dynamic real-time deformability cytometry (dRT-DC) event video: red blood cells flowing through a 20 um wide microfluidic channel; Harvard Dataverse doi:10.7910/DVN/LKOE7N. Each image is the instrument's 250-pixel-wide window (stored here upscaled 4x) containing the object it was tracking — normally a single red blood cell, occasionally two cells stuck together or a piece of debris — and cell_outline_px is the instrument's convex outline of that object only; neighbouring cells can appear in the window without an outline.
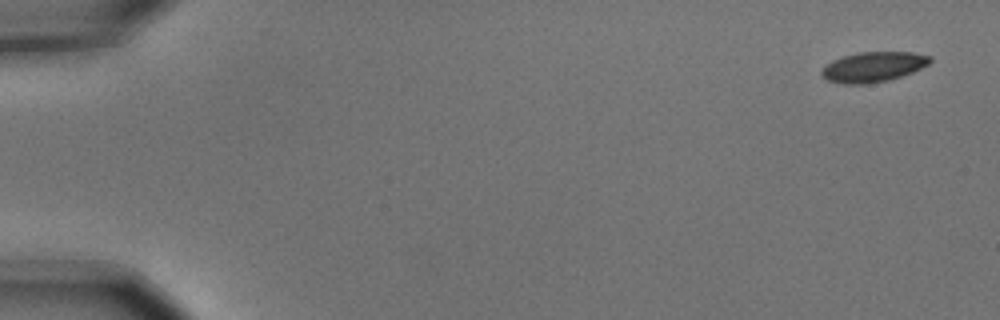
{"species": "common noctule bat (a hibernating species)", "species_latin": "Nyctalus noctula", "temperature_condition": "cold", "stored_images_in_passage": 5, "camera_frame_rate_fps": 3000, "um_per_image_px": 0.085, "animal": {"sex": "male", "body_mass_g": 15.6}, "frame": {"image": 1, "passage_image": 1, "time_ms": 0.0, "image_size_px": [1000, 320], "cell_outline_px": [[932, 60], [928, 64], [912, 72], [888, 80], [864, 84], [844, 84], [828, 80], [820, 76], [820, 72], [832, 60], [844, 56], [860, 52], [912, 52], [932, 56]], "centroid_in_image_um": [74.22, 5.68], "position_along_channel_um": 10.8, "area_um2": 18.84}}
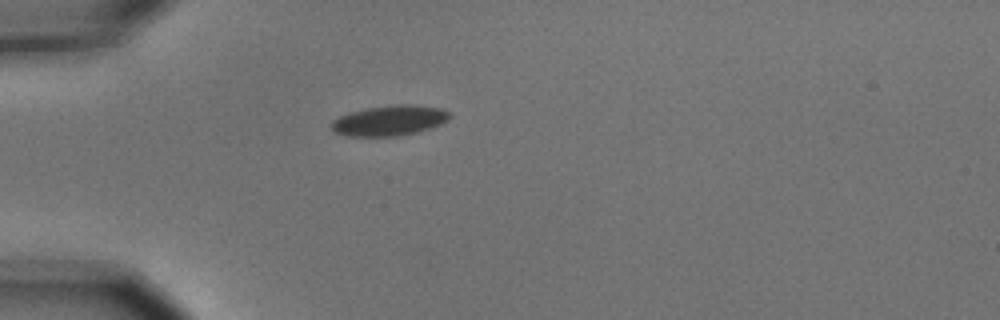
{"frame": {"image": 2, "passage_image": 4, "time_ms": 1.0, "image_size_px": [1000, 320], "cell_outline_px": [[452, 116], [448, 120], [440, 124], [416, 132], [396, 136], [352, 136], [336, 132], [328, 124], [332, 120], [348, 112], [368, 108], [396, 104], [412, 104], [440, 108], [448, 112]], "centroid_in_image_um": [33.09, 10.23], "position_along_channel_um": 51.9, "area_um2": 20.75}}